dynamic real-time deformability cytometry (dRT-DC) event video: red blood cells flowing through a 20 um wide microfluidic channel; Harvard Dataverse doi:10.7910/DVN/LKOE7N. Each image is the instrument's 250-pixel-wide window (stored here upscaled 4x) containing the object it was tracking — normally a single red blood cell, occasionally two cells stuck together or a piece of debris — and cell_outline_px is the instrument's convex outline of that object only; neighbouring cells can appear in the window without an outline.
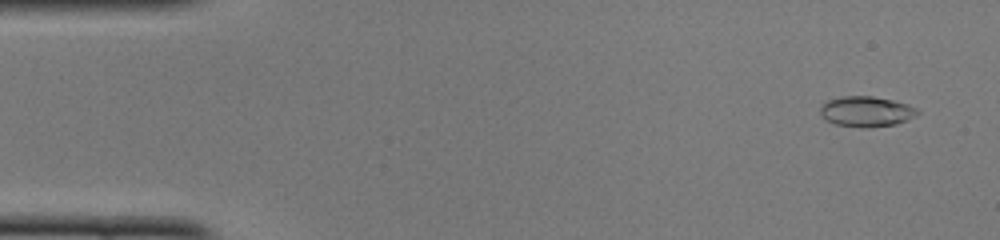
{"species": "common noctule bat (a hibernating species)", "species_latin": "Nyctalus noctula", "temperature_condition": "cold", "stored_images_in_passage": 49, "camera_frame_rate_fps": 3000, "um_per_image_px": 0.085, "animal": {"sex": "female", "body_mass_g": 22.0, "forearm_length_mm": 56.7}, "frame": {"image": 1, "passage_image": 3, "time_ms": 0.667, "image_size_px": [1000, 240], "cell_outline_px": [[920, 112], [916, 116], [908, 120], [896, 124], [864, 128], [836, 124], [820, 116], [820, 108], [828, 100], [844, 96], [872, 96], [892, 100], [908, 104], [916, 108]], "centroid_in_image_um": [73.66, 9.48], "position_along_channel_um": 11.3, "area_um2": 17.17}}
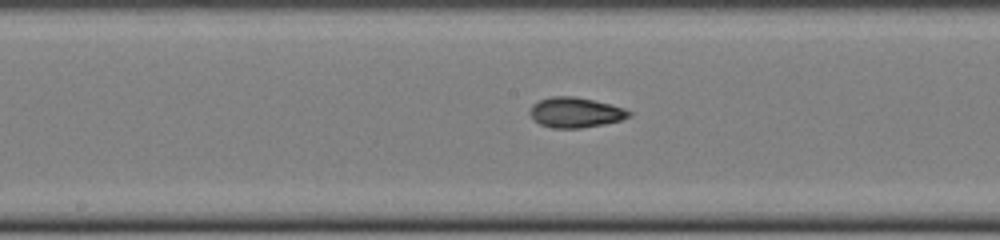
{"frame": {"image": 2, "passage_image": 25, "time_ms": 8.0, "image_size_px": [1000, 240], "cell_outline_px": [[632, 116], [620, 120], [604, 124], [580, 128], [552, 128], [540, 124], [528, 112], [532, 104], [540, 100], [552, 96], [576, 96], [624, 108], [632, 112]], "centroid_in_image_um": [48.91, 9.56], "position_along_channel_um": 199.3, "area_um2": 17.34}}
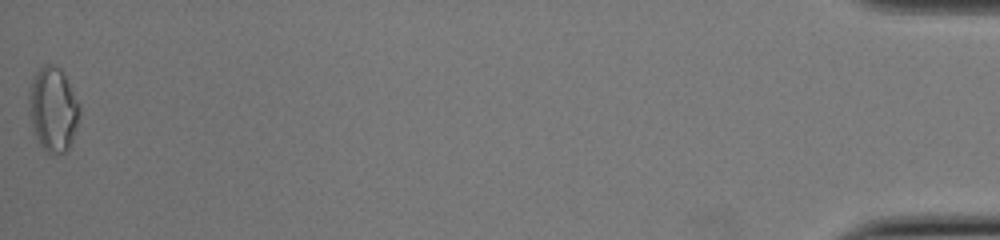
{"frame": {"image": 3, "passage_image": 49, "time_ms": 16.0, "image_size_px": [1000, 240], "cell_outline_px": [[80, 112], [72, 140], [68, 148], [64, 152], [48, 152], [40, 144], [32, 132], [28, 112], [28, 92], [32, 80], [36, 72], [44, 64], [52, 64], [60, 68], [80, 104]], "centroid_in_image_um": [4.47, 9.27], "position_along_channel_um": 430.7, "area_um2": 24.85}, "authors_computed_cell_mechanics": {"area_um2": 16.9932, "velocity_mm_per_s": 4.1197, "shape_relaxation_time_tau1_ms": 3.3639, "shape_relaxation_time_tau2_ms": 3.0133, "deformation_change_tau1": 0.148, "deformation_change_tau2": 0.076}}